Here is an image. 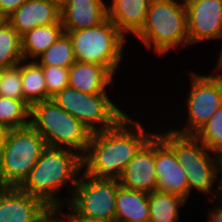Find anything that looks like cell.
<instances>
[{"instance_id":"obj_1","label":"cell","mask_w":222,"mask_h":222,"mask_svg":"<svg viewBox=\"0 0 222 222\" xmlns=\"http://www.w3.org/2000/svg\"><path fill=\"white\" fill-rule=\"evenodd\" d=\"M149 130L127 114L112 128L92 133L82 156V171L95 178L119 179L139 149L156 133Z\"/></svg>"},{"instance_id":"obj_2","label":"cell","mask_w":222,"mask_h":222,"mask_svg":"<svg viewBox=\"0 0 222 222\" xmlns=\"http://www.w3.org/2000/svg\"><path fill=\"white\" fill-rule=\"evenodd\" d=\"M81 171L82 156L76 151L47 146L18 188L41 199L52 210L62 209L72 196ZM68 185V197L59 198L60 191Z\"/></svg>"},{"instance_id":"obj_3","label":"cell","mask_w":222,"mask_h":222,"mask_svg":"<svg viewBox=\"0 0 222 222\" xmlns=\"http://www.w3.org/2000/svg\"><path fill=\"white\" fill-rule=\"evenodd\" d=\"M135 37L159 56L167 55L173 48L178 50L179 46L190 47L184 1L151 0L146 21Z\"/></svg>"},{"instance_id":"obj_4","label":"cell","mask_w":222,"mask_h":222,"mask_svg":"<svg viewBox=\"0 0 222 222\" xmlns=\"http://www.w3.org/2000/svg\"><path fill=\"white\" fill-rule=\"evenodd\" d=\"M161 131L156 133L174 150L179 164L185 169L189 197L192 190H195L204 196L207 194L211 202L220 199L219 189L214 188L218 180L217 154L210 151L195 135H182L170 128Z\"/></svg>"},{"instance_id":"obj_5","label":"cell","mask_w":222,"mask_h":222,"mask_svg":"<svg viewBox=\"0 0 222 222\" xmlns=\"http://www.w3.org/2000/svg\"><path fill=\"white\" fill-rule=\"evenodd\" d=\"M30 126L46 141L47 146L67 148L83 156L92 133L74 116L52 99L30 106Z\"/></svg>"},{"instance_id":"obj_6","label":"cell","mask_w":222,"mask_h":222,"mask_svg":"<svg viewBox=\"0 0 222 222\" xmlns=\"http://www.w3.org/2000/svg\"><path fill=\"white\" fill-rule=\"evenodd\" d=\"M72 41L77 61L95 63L106 67L114 76L123 60L125 37L114 23L107 18L98 26L65 31Z\"/></svg>"},{"instance_id":"obj_7","label":"cell","mask_w":222,"mask_h":222,"mask_svg":"<svg viewBox=\"0 0 222 222\" xmlns=\"http://www.w3.org/2000/svg\"><path fill=\"white\" fill-rule=\"evenodd\" d=\"M46 147L45 139L30 125L10 129L0 157V187H19Z\"/></svg>"},{"instance_id":"obj_8","label":"cell","mask_w":222,"mask_h":222,"mask_svg":"<svg viewBox=\"0 0 222 222\" xmlns=\"http://www.w3.org/2000/svg\"><path fill=\"white\" fill-rule=\"evenodd\" d=\"M109 97L108 94H89L66 87L51 99L95 133L112 128L127 115Z\"/></svg>"},{"instance_id":"obj_9","label":"cell","mask_w":222,"mask_h":222,"mask_svg":"<svg viewBox=\"0 0 222 222\" xmlns=\"http://www.w3.org/2000/svg\"><path fill=\"white\" fill-rule=\"evenodd\" d=\"M118 179L95 178L81 171L67 205L79 216L116 222Z\"/></svg>"},{"instance_id":"obj_10","label":"cell","mask_w":222,"mask_h":222,"mask_svg":"<svg viewBox=\"0 0 222 222\" xmlns=\"http://www.w3.org/2000/svg\"><path fill=\"white\" fill-rule=\"evenodd\" d=\"M189 76L191 85L185 102L187 124L182 128H170L182 135H195L222 104V78L214 74H196L194 71H190Z\"/></svg>"},{"instance_id":"obj_11","label":"cell","mask_w":222,"mask_h":222,"mask_svg":"<svg viewBox=\"0 0 222 222\" xmlns=\"http://www.w3.org/2000/svg\"><path fill=\"white\" fill-rule=\"evenodd\" d=\"M187 32L190 45L222 38V0H188Z\"/></svg>"},{"instance_id":"obj_12","label":"cell","mask_w":222,"mask_h":222,"mask_svg":"<svg viewBox=\"0 0 222 222\" xmlns=\"http://www.w3.org/2000/svg\"><path fill=\"white\" fill-rule=\"evenodd\" d=\"M155 173L156 190L168 192L189 199L187 174L179 164L174 150L155 133Z\"/></svg>"},{"instance_id":"obj_13","label":"cell","mask_w":222,"mask_h":222,"mask_svg":"<svg viewBox=\"0 0 222 222\" xmlns=\"http://www.w3.org/2000/svg\"><path fill=\"white\" fill-rule=\"evenodd\" d=\"M51 210L18 187H0V222H40Z\"/></svg>"},{"instance_id":"obj_14","label":"cell","mask_w":222,"mask_h":222,"mask_svg":"<svg viewBox=\"0 0 222 222\" xmlns=\"http://www.w3.org/2000/svg\"><path fill=\"white\" fill-rule=\"evenodd\" d=\"M118 180L128 189L146 193L156 190L155 134L139 149Z\"/></svg>"},{"instance_id":"obj_15","label":"cell","mask_w":222,"mask_h":222,"mask_svg":"<svg viewBox=\"0 0 222 222\" xmlns=\"http://www.w3.org/2000/svg\"><path fill=\"white\" fill-rule=\"evenodd\" d=\"M6 20L22 36L35 27L61 21V6L51 0H27Z\"/></svg>"},{"instance_id":"obj_16","label":"cell","mask_w":222,"mask_h":222,"mask_svg":"<svg viewBox=\"0 0 222 222\" xmlns=\"http://www.w3.org/2000/svg\"><path fill=\"white\" fill-rule=\"evenodd\" d=\"M104 0H66L61 5L64 31L88 29L100 25L108 18Z\"/></svg>"},{"instance_id":"obj_17","label":"cell","mask_w":222,"mask_h":222,"mask_svg":"<svg viewBox=\"0 0 222 222\" xmlns=\"http://www.w3.org/2000/svg\"><path fill=\"white\" fill-rule=\"evenodd\" d=\"M115 76L104 66L77 61L69 68L68 87L89 94H108Z\"/></svg>"},{"instance_id":"obj_18","label":"cell","mask_w":222,"mask_h":222,"mask_svg":"<svg viewBox=\"0 0 222 222\" xmlns=\"http://www.w3.org/2000/svg\"><path fill=\"white\" fill-rule=\"evenodd\" d=\"M151 0H111L108 18L126 37L135 36L143 27Z\"/></svg>"},{"instance_id":"obj_19","label":"cell","mask_w":222,"mask_h":222,"mask_svg":"<svg viewBox=\"0 0 222 222\" xmlns=\"http://www.w3.org/2000/svg\"><path fill=\"white\" fill-rule=\"evenodd\" d=\"M148 194L120 185L116 198V222H149Z\"/></svg>"},{"instance_id":"obj_20","label":"cell","mask_w":222,"mask_h":222,"mask_svg":"<svg viewBox=\"0 0 222 222\" xmlns=\"http://www.w3.org/2000/svg\"><path fill=\"white\" fill-rule=\"evenodd\" d=\"M62 21L47 26H38L21 36L24 60L35 61L64 33Z\"/></svg>"},{"instance_id":"obj_21","label":"cell","mask_w":222,"mask_h":222,"mask_svg":"<svg viewBox=\"0 0 222 222\" xmlns=\"http://www.w3.org/2000/svg\"><path fill=\"white\" fill-rule=\"evenodd\" d=\"M149 222H179L180 207L186 205L181 196L155 190L148 194Z\"/></svg>"},{"instance_id":"obj_22","label":"cell","mask_w":222,"mask_h":222,"mask_svg":"<svg viewBox=\"0 0 222 222\" xmlns=\"http://www.w3.org/2000/svg\"><path fill=\"white\" fill-rule=\"evenodd\" d=\"M21 81L24 100L30 106L47 100V87L42 66L36 61L23 60L21 62Z\"/></svg>"},{"instance_id":"obj_23","label":"cell","mask_w":222,"mask_h":222,"mask_svg":"<svg viewBox=\"0 0 222 222\" xmlns=\"http://www.w3.org/2000/svg\"><path fill=\"white\" fill-rule=\"evenodd\" d=\"M23 60L21 36L7 20L0 19V69L15 67Z\"/></svg>"},{"instance_id":"obj_24","label":"cell","mask_w":222,"mask_h":222,"mask_svg":"<svg viewBox=\"0 0 222 222\" xmlns=\"http://www.w3.org/2000/svg\"><path fill=\"white\" fill-rule=\"evenodd\" d=\"M0 124L10 129L30 125V105L21 99L0 96Z\"/></svg>"},{"instance_id":"obj_25","label":"cell","mask_w":222,"mask_h":222,"mask_svg":"<svg viewBox=\"0 0 222 222\" xmlns=\"http://www.w3.org/2000/svg\"><path fill=\"white\" fill-rule=\"evenodd\" d=\"M40 66H59L70 68L75 62L72 41L67 33H63L45 52L36 60Z\"/></svg>"},{"instance_id":"obj_26","label":"cell","mask_w":222,"mask_h":222,"mask_svg":"<svg viewBox=\"0 0 222 222\" xmlns=\"http://www.w3.org/2000/svg\"><path fill=\"white\" fill-rule=\"evenodd\" d=\"M195 136L212 152L222 151V104Z\"/></svg>"},{"instance_id":"obj_27","label":"cell","mask_w":222,"mask_h":222,"mask_svg":"<svg viewBox=\"0 0 222 222\" xmlns=\"http://www.w3.org/2000/svg\"><path fill=\"white\" fill-rule=\"evenodd\" d=\"M0 96L24 100L21 63L12 68L0 69Z\"/></svg>"},{"instance_id":"obj_28","label":"cell","mask_w":222,"mask_h":222,"mask_svg":"<svg viewBox=\"0 0 222 222\" xmlns=\"http://www.w3.org/2000/svg\"><path fill=\"white\" fill-rule=\"evenodd\" d=\"M47 87V100L68 87L69 68L59 66H42Z\"/></svg>"},{"instance_id":"obj_29","label":"cell","mask_w":222,"mask_h":222,"mask_svg":"<svg viewBox=\"0 0 222 222\" xmlns=\"http://www.w3.org/2000/svg\"><path fill=\"white\" fill-rule=\"evenodd\" d=\"M27 0H0V19H7Z\"/></svg>"},{"instance_id":"obj_30","label":"cell","mask_w":222,"mask_h":222,"mask_svg":"<svg viewBox=\"0 0 222 222\" xmlns=\"http://www.w3.org/2000/svg\"><path fill=\"white\" fill-rule=\"evenodd\" d=\"M69 212L63 213L61 209H57L59 215H61V221L62 222H110V221H104V220H98V219H90L83 216L77 215L67 204Z\"/></svg>"},{"instance_id":"obj_31","label":"cell","mask_w":222,"mask_h":222,"mask_svg":"<svg viewBox=\"0 0 222 222\" xmlns=\"http://www.w3.org/2000/svg\"><path fill=\"white\" fill-rule=\"evenodd\" d=\"M216 203V205H215ZM214 207L208 208L207 222H222V198L213 202Z\"/></svg>"},{"instance_id":"obj_32","label":"cell","mask_w":222,"mask_h":222,"mask_svg":"<svg viewBox=\"0 0 222 222\" xmlns=\"http://www.w3.org/2000/svg\"><path fill=\"white\" fill-rule=\"evenodd\" d=\"M217 179H219L217 188L220 192V197L222 198V151L217 153Z\"/></svg>"},{"instance_id":"obj_33","label":"cell","mask_w":222,"mask_h":222,"mask_svg":"<svg viewBox=\"0 0 222 222\" xmlns=\"http://www.w3.org/2000/svg\"><path fill=\"white\" fill-rule=\"evenodd\" d=\"M40 222H62L58 210H51Z\"/></svg>"},{"instance_id":"obj_34","label":"cell","mask_w":222,"mask_h":222,"mask_svg":"<svg viewBox=\"0 0 222 222\" xmlns=\"http://www.w3.org/2000/svg\"><path fill=\"white\" fill-rule=\"evenodd\" d=\"M8 132H9V129L5 127L4 125L0 124V157H1L2 150L4 148V144H5V140H6Z\"/></svg>"},{"instance_id":"obj_35","label":"cell","mask_w":222,"mask_h":222,"mask_svg":"<svg viewBox=\"0 0 222 222\" xmlns=\"http://www.w3.org/2000/svg\"><path fill=\"white\" fill-rule=\"evenodd\" d=\"M222 40V38H221ZM222 48V47H221ZM220 54L218 55V61L216 62V67H214V70L212 71L215 76H219L220 78H222V49L219 51ZM215 72V73H214ZM219 72V73H218Z\"/></svg>"},{"instance_id":"obj_36","label":"cell","mask_w":222,"mask_h":222,"mask_svg":"<svg viewBox=\"0 0 222 222\" xmlns=\"http://www.w3.org/2000/svg\"><path fill=\"white\" fill-rule=\"evenodd\" d=\"M51 1H54L61 6L66 0H51Z\"/></svg>"}]
</instances>
